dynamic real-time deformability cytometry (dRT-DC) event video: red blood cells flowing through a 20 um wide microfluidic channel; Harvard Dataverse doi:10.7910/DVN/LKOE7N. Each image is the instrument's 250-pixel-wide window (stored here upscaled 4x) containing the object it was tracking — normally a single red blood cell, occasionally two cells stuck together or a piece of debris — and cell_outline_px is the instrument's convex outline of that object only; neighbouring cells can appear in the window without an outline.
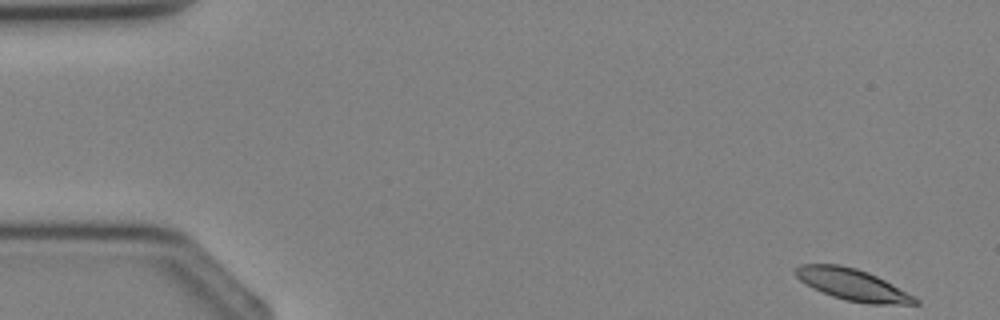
{"species": "Egyptian fruit bat (a non-hibernating species)", "species_latin": "Rousettus aegyptiacus", "temperature_condition": "cold", "stored_images_in_passage": 3, "camera_frame_rate_fps": 3000, "um_per_image_px": 0.085, "animal": {"sex": "female"}, "frame": {"image": 1, "passage_image": 1, "time_ms": 0.0, "image_size_px": [1000, 320], "cell_outline_px": [[920, 304], [868, 304], [844, 300], [832, 296], [812, 288], [800, 280], [792, 272], [800, 264], [840, 264], [856, 268], [868, 272], [916, 296], [920, 300]], "centroid_in_image_um": [72.47, 24.2], "position_along_channel_um": 12.5, "area_um2": 22.14}}